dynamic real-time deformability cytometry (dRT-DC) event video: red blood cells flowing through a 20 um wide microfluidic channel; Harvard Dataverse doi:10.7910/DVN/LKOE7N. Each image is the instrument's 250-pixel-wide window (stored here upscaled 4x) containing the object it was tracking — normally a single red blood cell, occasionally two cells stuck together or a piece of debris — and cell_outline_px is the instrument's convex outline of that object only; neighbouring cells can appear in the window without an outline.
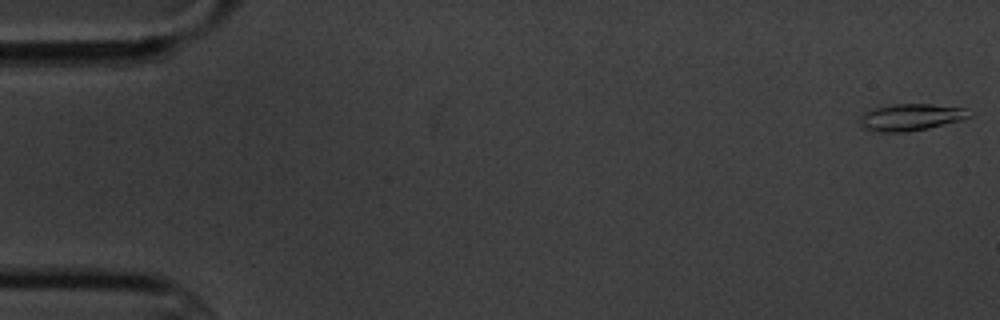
{"species": "common noctule bat (a hibernating species)", "species_latin": "Nyctalus noctula", "temperature_condition": "cold", "stored_images_in_passage": 57, "camera_frame_rate_fps": 3000, "um_per_image_px": 0.085, "animal": {"sex": "male", "body_mass_g": 20.1, "forearm_length_mm": 53.5}, "frame": {"image": 1, "passage_image": 1, "time_ms": 0.0, "image_size_px": [1000, 320], "cell_outline_px": [[972, 116], [960, 120], [928, 128], [908, 132], [872, 132], [864, 128], [860, 124], [860, 116], [864, 112], [872, 108], [892, 104], [932, 104], [968, 108]], "centroid_in_image_um": [77.4, 9.96], "position_along_channel_um": 7.6, "area_um2": 17.34}}
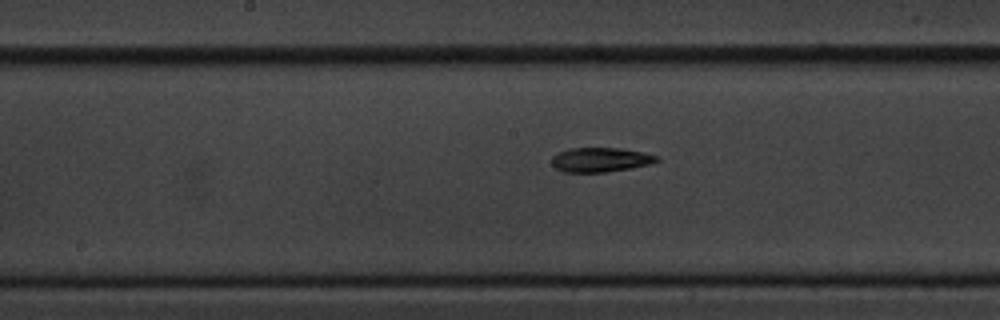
{"frame": {"image": 2, "passage_image": 29, "time_ms": 9.333, "image_size_px": [1000, 320], "cell_outline_px": [[660, 160], [648, 164], [628, 168], [604, 172], [564, 172], [556, 168], [552, 164], [552, 156], [556, 152], [568, 148], [620, 148], [644, 152], [660, 156]], "centroid_in_image_um": [51.02, 13.56], "position_along_channel_um": 197.2, "area_um2": 14.97}}
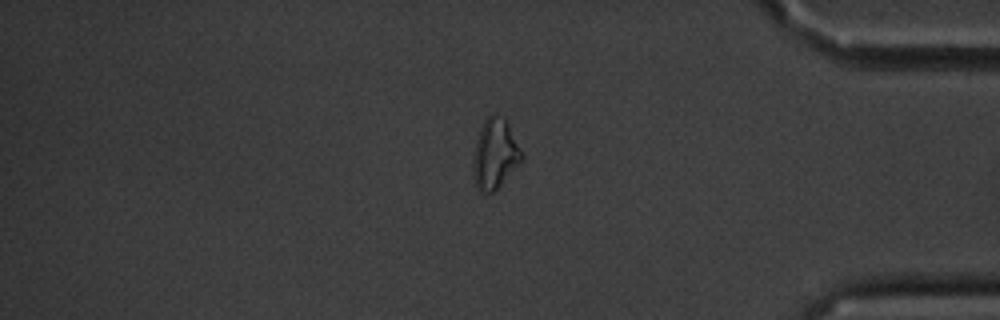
{"frame": {"image": 3, "passage_image": 48, "time_ms": 15.667, "image_size_px": [1000, 320], "cell_outline_px": [[524, 160], [492, 192], [480, 192], [476, 188], [472, 168], [472, 164], [476, 140], [480, 128], [484, 120], [492, 112], [504, 116], [524, 152]], "centroid_in_image_um": [42.09, 13.04], "position_along_channel_um": 393.1, "area_um2": 20.17}, "authors_computed_cell_mechanics": {"area_um2": 15.4326, "velocity_mm_per_s": 3.4967, "shape_relaxation_time_tau1_ms": 5.0405, "shape_relaxation_time_tau2_ms": 7.9077, "deformation_change_tau1": 0.178, "deformation_change_tau2": 0.1562}}